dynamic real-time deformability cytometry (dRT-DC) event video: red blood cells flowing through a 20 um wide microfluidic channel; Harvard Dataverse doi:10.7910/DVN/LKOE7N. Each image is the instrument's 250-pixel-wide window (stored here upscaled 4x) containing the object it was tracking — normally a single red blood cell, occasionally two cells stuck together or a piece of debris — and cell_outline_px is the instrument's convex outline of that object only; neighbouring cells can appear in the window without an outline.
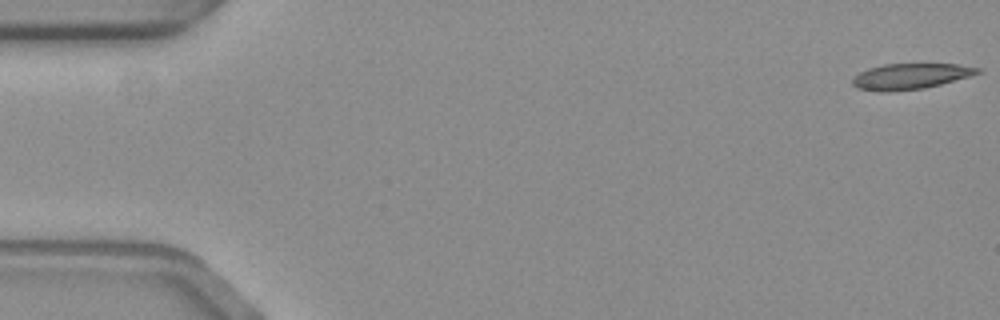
{"species": "common noctule bat (a hibernating species)", "species_latin": "Nyctalus noctula", "temperature_condition": "warm", "stored_images_in_passage": 57, "camera_frame_rate_fps": 3000, "um_per_image_px": 0.085, "animal": {"sex": "female", "body_mass_g": 19.3, "forearm_length_mm": 54.1}, "frame": {"image": 1, "passage_image": 1, "time_ms": 0.0, "image_size_px": [1000, 320], "cell_outline_px": [[980, 72], [968, 76], [940, 84], [924, 88], [888, 92], [856, 88], [852, 84], [852, 76], [868, 68], [884, 64], [956, 64], [980, 68]], "centroid_in_image_um": [77.31, 6.48], "position_along_channel_um": 7.7, "area_um2": 18.55}}
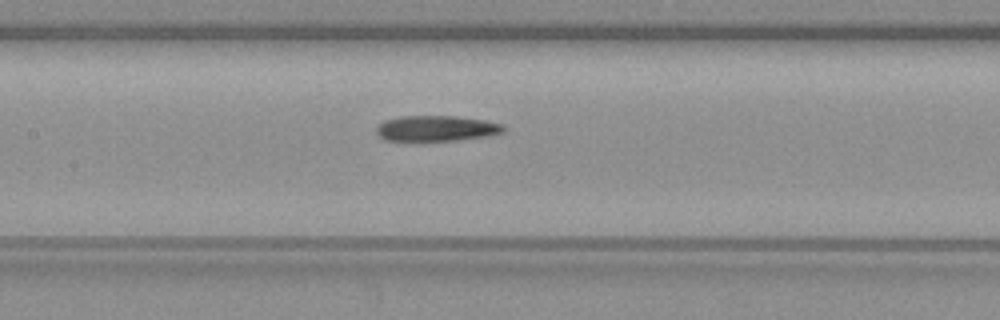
{"frame": {"image": 2, "passage_image": 27, "time_ms": 8.667, "image_size_px": [1000, 320], "cell_outline_px": [[504, 132], [488, 136], [456, 140], [384, 140], [376, 132], [376, 128], [384, 120], [400, 116], [456, 116], [484, 120], [504, 124]], "centroid_in_image_um": [37.11, 10.9], "position_along_channel_um": 170.3, "area_um2": 18.84}}
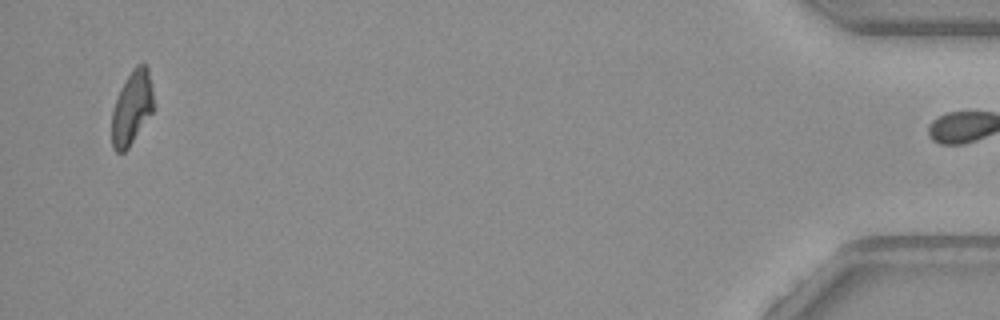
{"frame": {"image": 3, "passage_image": 56, "time_ms": 18.333, "image_size_px": [1000, 320], "cell_outline_px": [[156, 108], [128, 148], [124, 152], [116, 152], [112, 148], [112, 112], [120, 88], [132, 68], [136, 64], [144, 60], [148, 68]], "centroid_in_image_um": [11.24, 9.12], "position_along_channel_um": 424.0, "area_um2": 18.38}, "authors_computed_cell_mechanics": {"area_um2": 19.2474, "velocity_mm_per_s": 3.5655, "shape_relaxation_time_tau1_ms": null, "shape_relaxation_time_tau2_ms": 3.8962, "deformation_change_tau1": null, "deformation_change_tau2": 0.1308}}